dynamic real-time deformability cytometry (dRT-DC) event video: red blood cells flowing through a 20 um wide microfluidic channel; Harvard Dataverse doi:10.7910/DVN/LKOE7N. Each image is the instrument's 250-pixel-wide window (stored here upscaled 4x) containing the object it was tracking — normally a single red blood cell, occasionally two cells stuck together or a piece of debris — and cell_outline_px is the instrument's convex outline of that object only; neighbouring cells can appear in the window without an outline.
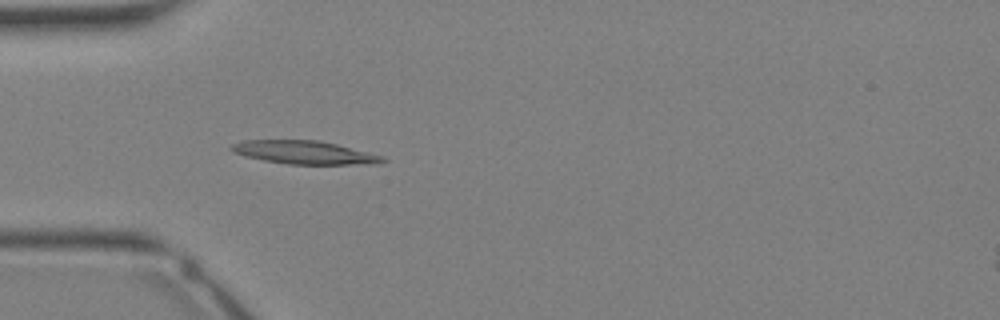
{"species": "Egyptian fruit bat (a non-hibernating species)", "species_latin": "Rousettus aegyptiacus", "temperature_condition": "warm", "stored_images_in_passage": 2, "camera_frame_rate_fps": 3000, "um_per_image_px": 0.085, "animal": {"sex": "female"}, "frame": {"image": 1, "passage_image": 2, "time_ms": 0.333, "image_size_px": [1000, 320], "cell_outline_px": [[388, 160], [376, 164], [288, 164], [264, 160], [232, 152], [228, 148], [232, 144], [244, 140], [320, 140], [384, 156]], "centroid_in_image_um": [25.89, 12.95], "position_along_channel_um": 59.1, "area_um2": 20.4}}